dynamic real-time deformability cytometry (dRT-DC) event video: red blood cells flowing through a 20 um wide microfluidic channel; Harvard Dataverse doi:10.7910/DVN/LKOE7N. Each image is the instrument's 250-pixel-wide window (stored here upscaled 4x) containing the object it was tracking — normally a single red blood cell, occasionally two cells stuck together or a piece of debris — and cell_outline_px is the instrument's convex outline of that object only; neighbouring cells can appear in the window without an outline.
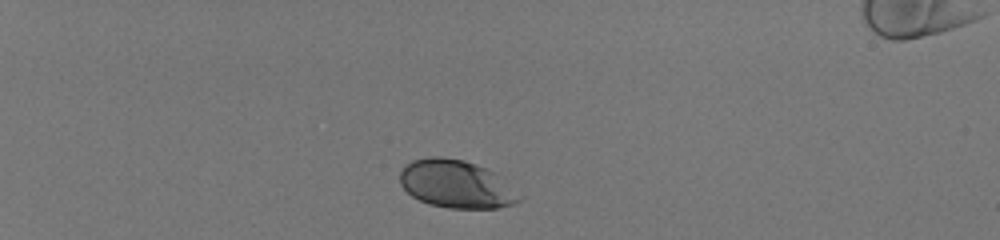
{"species": "human", "species_latin": "Homo sapiens", "temperature_condition": "room temperature", "stored_images_in_passage": 39, "camera_frame_rate_fps": 3000, "um_per_image_px": 0.085, "donor": {"sex": "male"}, "frame": {"image": 1, "passage_image": 3, "time_ms": 0.667, "image_size_px": [1000, 240], "cell_outline_px": [[524, 196], [520, 200], [512, 204], [500, 208], [448, 208], [428, 204], [412, 196], [400, 184], [400, 172], [404, 164], [412, 160], [428, 156], [440, 156], [464, 160], [484, 168], [492, 172]], "centroid_in_image_um": [38.75, 15.65], "position_along_channel_um": 46.3, "area_um2": 33.29}}
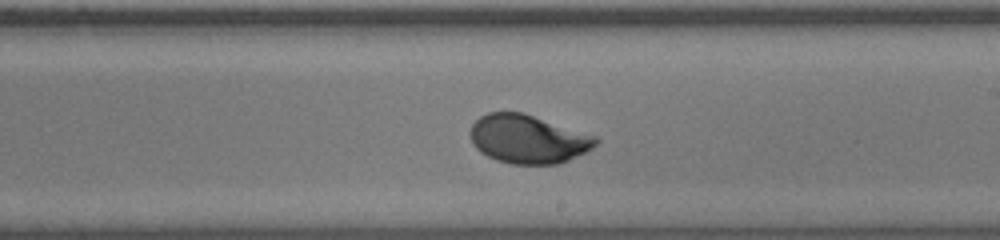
{"frame": {"image": 2, "passage_image": 24, "time_ms": 7.667, "image_size_px": [1000, 240], "cell_outline_px": [[600, 140], [592, 148], [560, 164], [512, 164], [496, 160], [480, 152], [476, 148], [468, 132], [472, 124], [480, 116], [488, 112], [524, 112], [596, 136]], "centroid_in_image_um": [44.86, 11.81], "position_along_channel_um": 244.1, "area_um2": 35.6}}
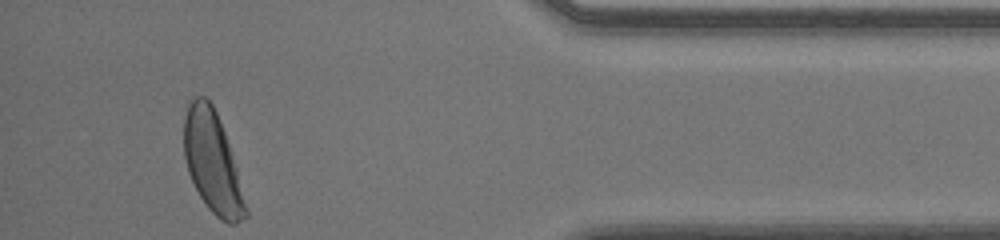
{"frame": {"image": 3, "passage_image": 39, "time_ms": 12.667, "image_size_px": [1000, 240], "cell_outline_px": [[248, 216], [236, 224], [228, 224], [216, 216], [208, 208], [200, 196], [188, 172], [184, 156], [184, 116], [188, 104], [196, 96], [204, 96], [212, 104], [216, 112], [224, 132], [236, 168], [248, 212]], "centroid_in_image_um": [18.04, 13.81], "position_along_channel_um": 417.2, "area_um2": 35.78}, "authors_computed_cell_mechanics": {"area_um2": 34.8534, "velocity_mm_per_s": 4.0178, "shape_relaxation_time_tau1_ms": 2.2814, "shape_relaxation_time_tau2_ms": null, "deformation_change_tau1": 0.1251, "deformation_change_tau2": null}}